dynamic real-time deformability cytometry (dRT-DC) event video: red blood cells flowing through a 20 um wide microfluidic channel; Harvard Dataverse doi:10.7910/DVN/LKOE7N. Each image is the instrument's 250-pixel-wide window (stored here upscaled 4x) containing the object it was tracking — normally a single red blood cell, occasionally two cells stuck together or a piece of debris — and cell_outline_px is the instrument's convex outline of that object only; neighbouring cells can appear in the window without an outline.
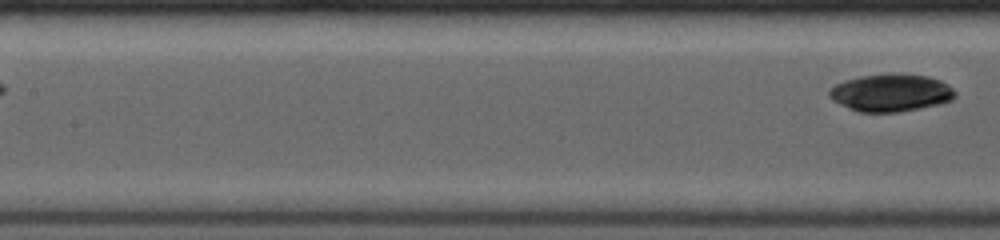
{"species": "common noctule bat (a hibernating species)", "species_latin": "Nyctalus noctula", "temperature_condition": "room temperature", "stored_images_in_passage": 13, "segment_of_instrument_passage": [2, 2], "camera_frame_rate_fps": 4000, "um_per_image_px": 0.085, "animal": {"sex": "female", "body_mass_g": 19.0, "forearm_length_mm": 53.3}, "frame": {"image": 1, "passage_image": 13, "time_ms": 4.5, "image_size_px": [1000, 240], "cell_outline_px": [[956, 96], [952, 100], [940, 104], [900, 112], [856, 112], [832, 100], [828, 96], [828, 92], [836, 84], [844, 80], [860, 76], [892, 72], [896, 72], [928, 76], [940, 80], [948, 84], [956, 92]], "centroid_in_image_um": [75.73, 7.87], "position_along_channel_um": 131.7, "area_um2": 27.98}}